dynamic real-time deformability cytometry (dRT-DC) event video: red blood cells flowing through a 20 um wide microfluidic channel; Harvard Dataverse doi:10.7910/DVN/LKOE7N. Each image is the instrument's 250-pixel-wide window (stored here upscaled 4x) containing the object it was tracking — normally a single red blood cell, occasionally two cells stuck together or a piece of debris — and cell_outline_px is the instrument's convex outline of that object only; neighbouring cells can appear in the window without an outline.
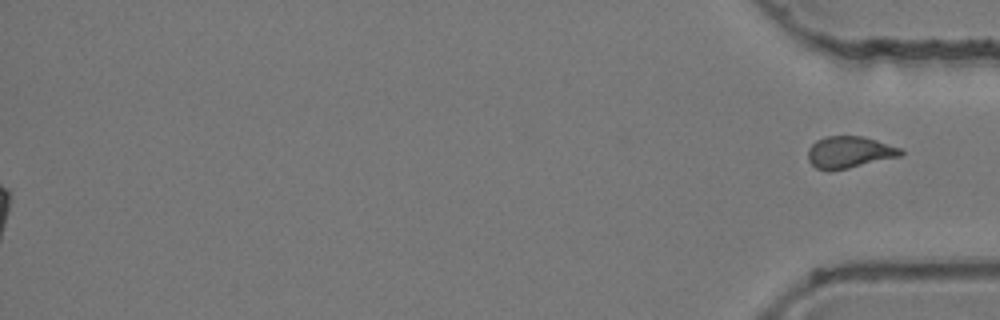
{"species": "common noctule bat (a hibernating species)", "species_latin": "Nyctalus noctula", "temperature_condition": "room temperature", "stored_images_in_passage": 41, "segment_of_instrument_passage": [2, 2], "camera_frame_rate_fps": 3000, "um_per_image_px": 0.085, "animal": {"sex": "female", "body_mass_g": 24.6, "forearm_length_mm": 56.2}, "frame": {"image": 1, "passage_image": 41, "time_ms": 13.333, "image_size_px": [1000, 320], "cell_outline_px": [[904, 152], [900, 156], [848, 168], [828, 172], [816, 168], [808, 160], [808, 148], [816, 140], [824, 136], [864, 136], [900, 148]], "centroid_in_image_um": [72.15, 12.94], "position_along_channel_um": 363.1, "area_um2": 17.22}}